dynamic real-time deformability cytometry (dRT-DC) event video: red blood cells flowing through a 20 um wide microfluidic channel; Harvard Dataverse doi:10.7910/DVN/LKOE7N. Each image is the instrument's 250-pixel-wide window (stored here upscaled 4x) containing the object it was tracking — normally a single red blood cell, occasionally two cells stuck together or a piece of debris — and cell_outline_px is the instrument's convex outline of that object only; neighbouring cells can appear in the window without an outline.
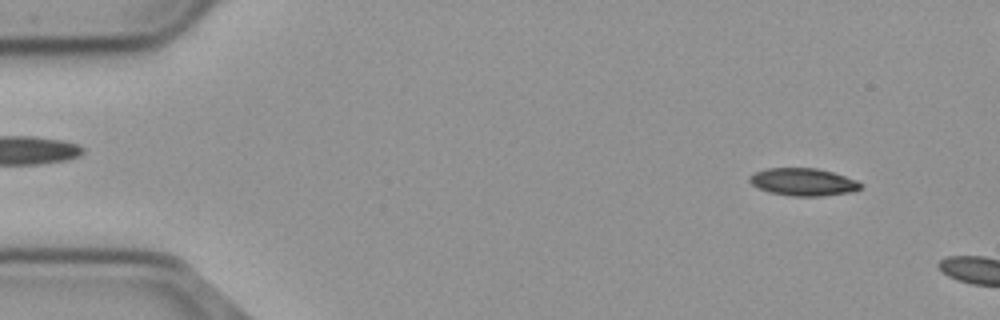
{"species": "common noctule bat (a hibernating species)", "species_latin": "Nyctalus noctula", "temperature_condition": "cold", "stored_images_in_passage": 8, "camera_frame_rate_fps": 3000, "um_per_image_px": 0.085, "animal": {"sex": "male", "body_mass_g": 23.1, "forearm_length_mm": 52.7}, "frame": {"image": 1, "passage_image": 5, "time_ms": 1.333, "image_size_px": [1000, 320], "cell_outline_px": [[864, 184], [860, 188], [852, 192], [820, 196], [792, 196], [768, 192], [752, 184], [748, 180], [748, 176], [764, 168], [816, 168], [832, 172], [856, 180]], "centroid_in_image_um": [68.26, 15.46], "position_along_channel_um": 16.7, "area_um2": 17.8}}